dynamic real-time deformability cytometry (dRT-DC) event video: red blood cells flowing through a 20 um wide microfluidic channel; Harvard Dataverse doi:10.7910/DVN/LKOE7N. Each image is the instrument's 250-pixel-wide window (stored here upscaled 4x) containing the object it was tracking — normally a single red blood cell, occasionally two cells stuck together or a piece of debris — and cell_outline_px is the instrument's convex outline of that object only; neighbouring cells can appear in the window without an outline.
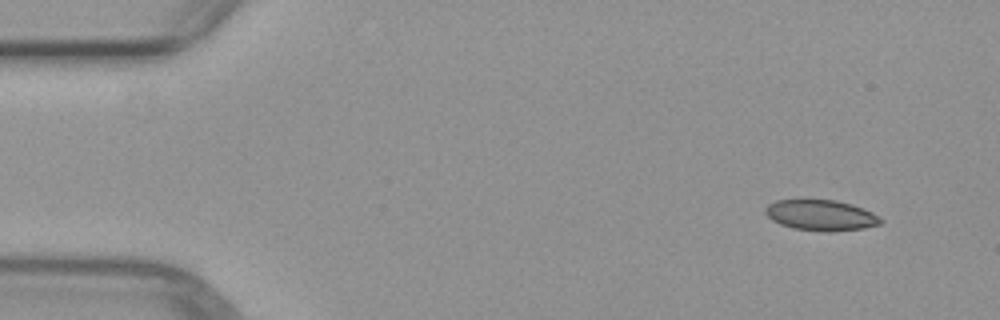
{"species": "common noctule bat (a hibernating species)", "species_latin": "Nyctalus noctula", "temperature_condition": "warm", "stored_images_in_passage": 3, "camera_frame_rate_fps": 3000, "um_per_image_px": 0.085, "animal": {"sex": "female", "body_mass_g": 29.2, "forearm_length_mm": 56.3}, "frame": {"image": 1, "passage_image": 1, "time_ms": 0.0, "image_size_px": [1000, 320], "cell_outline_px": [[884, 220], [880, 224], [864, 228], [828, 232], [824, 232], [792, 228], [780, 224], [772, 220], [764, 212], [764, 208], [768, 204], [776, 200], [804, 196], [836, 200], [852, 204], [872, 212]], "centroid_in_image_um": [69.72, 18.24], "position_along_channel_um": 15.3, "area_um2": 21.56}}